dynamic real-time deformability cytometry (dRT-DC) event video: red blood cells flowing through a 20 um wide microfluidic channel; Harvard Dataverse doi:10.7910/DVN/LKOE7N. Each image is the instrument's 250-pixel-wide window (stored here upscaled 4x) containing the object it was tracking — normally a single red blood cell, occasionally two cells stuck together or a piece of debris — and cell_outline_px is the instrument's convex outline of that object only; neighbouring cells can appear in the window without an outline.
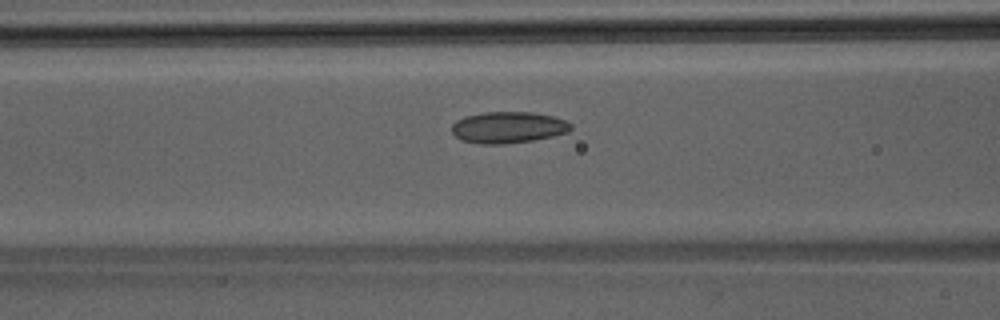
{"species": "Egyptian fruit bat (a non-hibernating species)", "species_latin": "Rousettus aegyptiacus", "temperature_condition": "room temperature", "stored_images_in_passage": 37, "camera_frame_rate_fps": 3000, "um_per_image_px": 0.085, "animal": {"sex": "male"}, "frame": {"image": 1, "passage_image": 10, "time_ms": 3.0, "image_size_px": [1000, 320], "cell_outline_px": [[572, 128], [568, 132], [552, 136], [532, 140], [504, 144], [480, 144], [460, 140], [452, 132], [452, 124], [456, 120], [464, 116], [484, 112], [532, 112], [552, 116], [564, 120], [572, 124]], "centroid_in_image_um": [43.17, 10.83], "position_along_channel_um": 123.4, "area_um2": 21.85}}
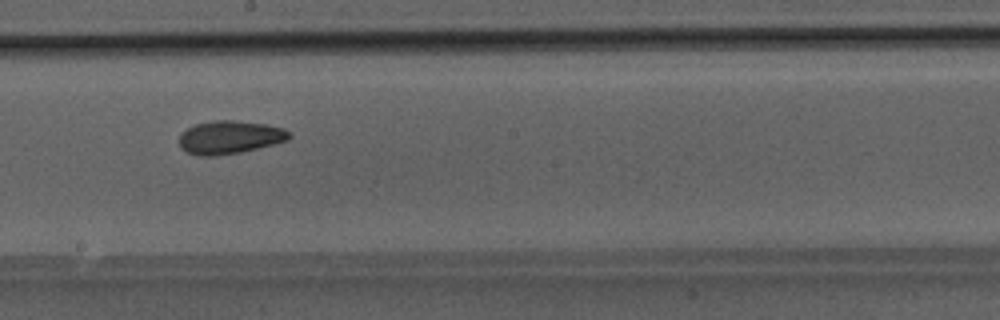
{"frame": {"image": 2, "passage_image": 17, "time_ms": 5.333, "image_size_px": [1000, 320], "cell_outline_px": [[292, 136], [288, 140], [240, 152], [216, 156], [196, 156], [184, 152], [180, 148], [180, 132], [196, 124], [212, 120], [232, 120], [264, 124], [284, 128]], "centroid_in_image_um": [19.47, 11.68], "position_along_channel_um": 228.7, "area_um2": 21.27}}
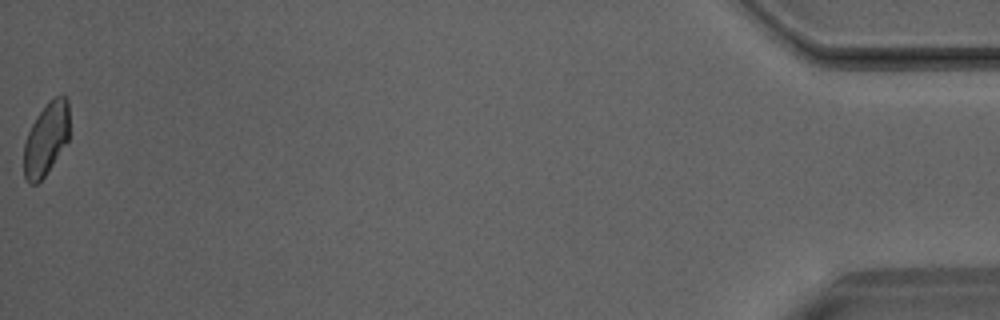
{"frame": {"image": 3, "passage_image": 37, "time_ms": 12.0, "image_size_px": [1000, 320], "cell_outline_px": [[68, 140], [44, 176], [36, 184], [28, 184], [24, 176], [24, 144], [28, 132], [36, 116], [56, 96], [64, 96], [68, 100]], "centroid_in_image_um": [3.9, 11.84], "position_along_channel_um": 431.3, "area_um2": 18.79}}